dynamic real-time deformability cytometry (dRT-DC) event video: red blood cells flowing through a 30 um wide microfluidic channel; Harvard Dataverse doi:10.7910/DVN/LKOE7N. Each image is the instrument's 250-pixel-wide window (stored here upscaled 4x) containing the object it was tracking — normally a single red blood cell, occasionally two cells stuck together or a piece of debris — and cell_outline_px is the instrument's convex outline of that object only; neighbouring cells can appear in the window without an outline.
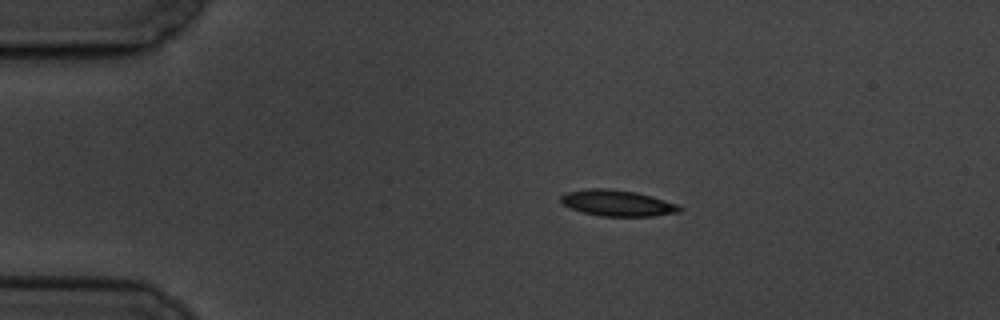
{"species": "common noctule bat (a hibernating species)", "species_latin": "Nyctalus noctula", "temperature_condition": "cold", "stored_images_in_passage": 7, "camera_frame_rate_fps": 3000, "um_per_image_px": 0.085, "animal": {"sex": "male", "body_mass_g": 19.5, "forearm_length_mm": 54.6}, "frame": {"image": 1, "passage_image": 4, "time_ms": 3.667, "image_size_px": [1000, 320], "cell_outline_px": [[684, 208], [680, 212], [652, 216], [600, 216], [584, 212], [572, 208], [564, 204], [560, 200], [560, 196], [564, 192], [588, 188], [608, 188], [636, 192], [652, 196], [676, 204]], "centroid_in_image_um": [52.47, 17.25], "position_along_channel_um": 32.5, "area_um2": 18.03}}
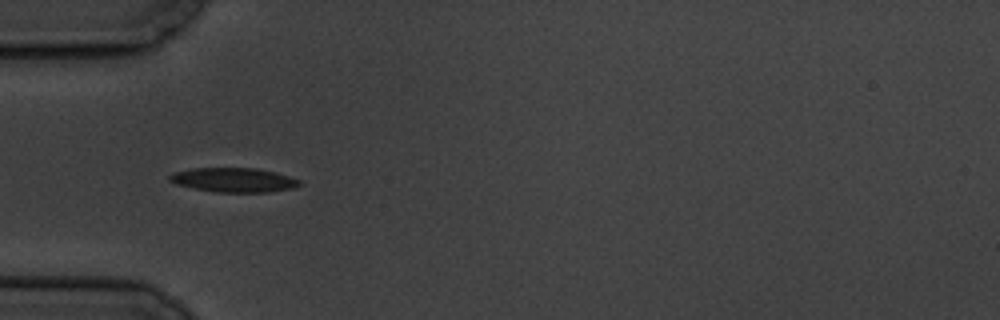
{"frame": {"image": 2, "passage_image": 6, "time_ms": 6.0, "image_size_px": [1000, 320], "cell_outline_px": [[300, 184], [292, 188], [268, 192], [216, 192], [192, 188], [176, 184], [168, 180], [168, 176], [172, 172], [192, 168], [256, 168], [276, 172], [300, 180]], "centroid_in_image_um": [19.81, 15.29], "position_along_channel_um": 65.2, "area_um2": 18.44}}
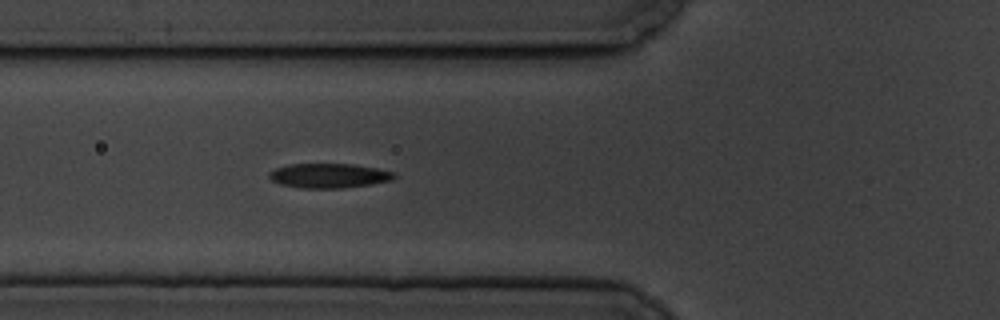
{"frame": {"image": 3, "passage_image": 7, "time_ms": 7.0, "image_size_px": [1000, 320], "cell_outline_px": [[396, 176], [392, 180], [372, 184], [344, 188], [300, 188], [280, 184], [272, 180], [268, 176], [268, 172], [276, 168], [288, 164], [356, 164], [396, 172]], "centroid_in_image_um": [27.97, 14.93], "position_along_channel_um": 97.8, "area_um2": 18.03}}